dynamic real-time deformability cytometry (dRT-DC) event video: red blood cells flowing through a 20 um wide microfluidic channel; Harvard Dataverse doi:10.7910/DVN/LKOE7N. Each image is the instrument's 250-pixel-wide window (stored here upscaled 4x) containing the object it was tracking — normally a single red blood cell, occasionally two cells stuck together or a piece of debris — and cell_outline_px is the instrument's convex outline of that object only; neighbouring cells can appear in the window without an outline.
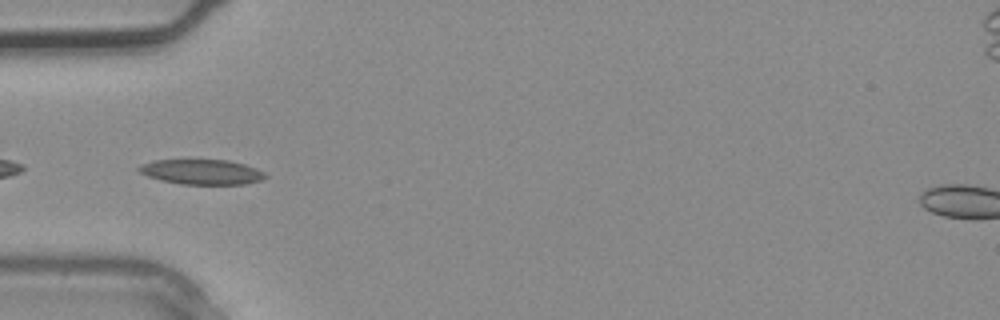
{"species": "common noctule bat (a hibernating species)", "species_latin": "Nyctalus noctula", "temperature_condition": "warm", "stored_images_in_passage": 3, "camera_frame_rate_fps": 3000, "um_per_image_px": 0.085, "animal": {"sex": "male", "body_mass_g": 20.4}, "frame": {"image": 1, "passage_image": 3, "time_ms": 0.667, "image_size_px": [1000, 320], "cell_outline_px": [[268, 176], [260, 180], [244, 184], [180, 184], [160, 180], [148, 176], [140, 172], [136, 168], [140, 164], [152, 160], [228, 160], [244, 164], [256, 168], [264, 172]], "centroid_in_image_um": [17.12, 14.61], "position_along_channel_um": 67.9, "area_um2": 18.44}}